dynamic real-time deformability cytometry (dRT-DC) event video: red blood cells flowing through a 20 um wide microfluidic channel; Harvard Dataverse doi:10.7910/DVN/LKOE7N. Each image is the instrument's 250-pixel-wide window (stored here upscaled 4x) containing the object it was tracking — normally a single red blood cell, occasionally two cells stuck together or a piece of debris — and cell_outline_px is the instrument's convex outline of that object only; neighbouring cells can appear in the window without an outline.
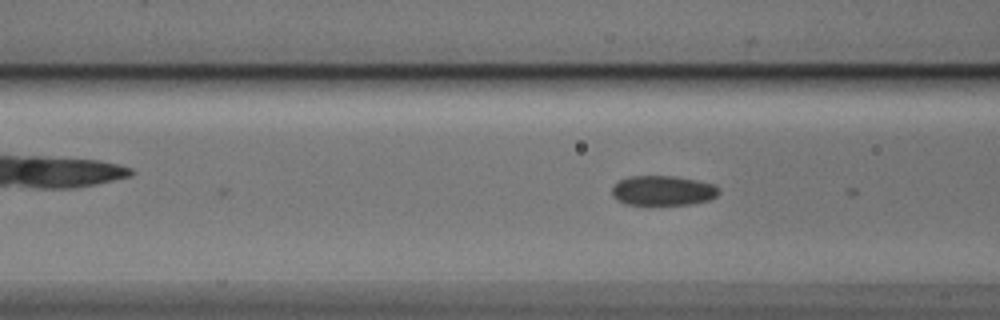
{"species": "Egyptian fruit bat (a non-hibernating species)", "species_latin": "Rousettus aegyptiacus", "temperature_condition": "cold", "stored_images_in_passage": 6, "camera_frame_rate_fps": 3000, "um_per_image_px": 0.085, "animal": {"sex": "male"}, "frame": {"image": 1, "passage_image": 6, "time_ms": 1.667, "image_size_px": [1000, 320], "cell_outline_px": [[720, 192], [716, 196], [708, 200], [688, 204], [624, 204], [616, 200], [612, 196], [612, 188], [620, 180], [632, 176], [676, 176], [716, 184], [720, 188]], "centroid_in_image_um": [56.36, 16.19], "position_along_channel_um": 110.2, "area_um2": 18.55}}